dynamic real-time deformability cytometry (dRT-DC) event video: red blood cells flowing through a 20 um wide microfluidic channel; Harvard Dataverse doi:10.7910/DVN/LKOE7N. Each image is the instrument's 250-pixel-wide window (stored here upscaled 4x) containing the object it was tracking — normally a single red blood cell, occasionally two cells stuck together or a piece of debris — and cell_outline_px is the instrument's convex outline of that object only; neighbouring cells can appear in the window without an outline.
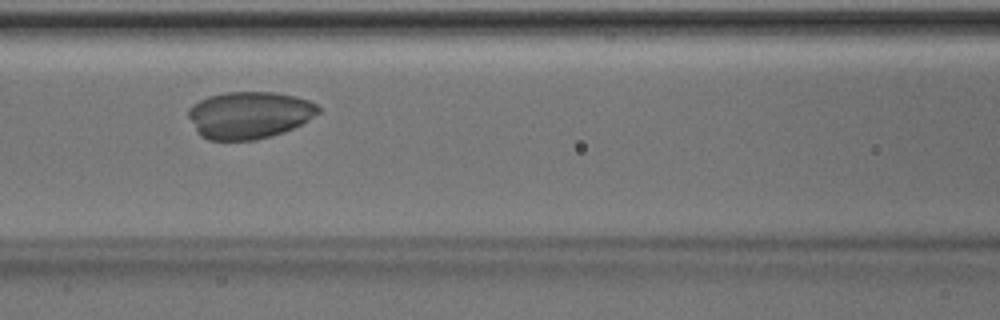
{"species": "Egyptian fruit bat (a non-hibernating species)", "species_latin": "Rousettus aegyptiacus", "temperature_condition": "room temperature", "stored_images_in_passage": 42, "camera_frame_rate_fps": 3000, "um_per_image_px": 0.085, "animal": {"sex": "male"}, "frame": {"image": 1, "passage_image": 15, "time_ms": 4.667, "image_size_px": [1000, 320], "cell_outline_px": [[320, 112], [308, 120], [292, 128], [272, 136], [256, 140], [208, 140], [200, 136], [196, 132], [188, 116], [188, 108], [192, 104], [208, 96], [224, 92], [272, 92], [296, 96], [308, 100], [316, 104], [320, 108]], "centroid_in_image_um": [21.15, 9.78], "position_along_channel_um": 145.5, "area_um2": 35.84}}
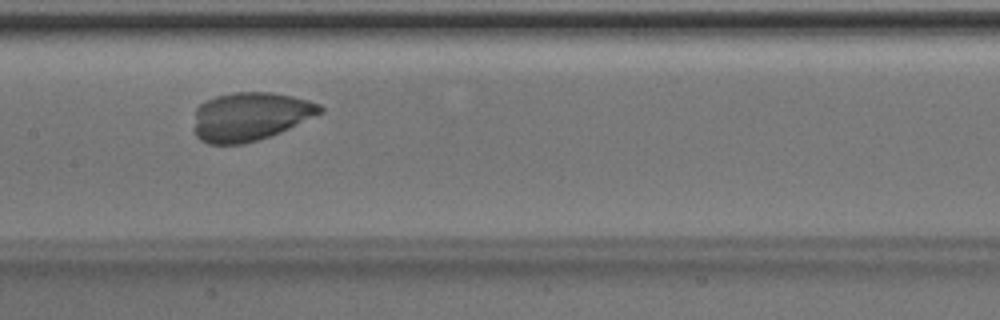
{"frame": {"image": 2, "passage_image": 18, "time_ms": 5.667, "image_size_px": [1000, 320], "cell_outline_px": [[324, 112], [280, 132], [244, 144], [208, 144], [200, 140], [196, 136], [192, 128], [196, 108], [204, 100], [216, 96], [232, 92], [272, 92], [292, 96], [308, 100], [320, 104], [324, 108]], "centroid_in_image_um": [21.23, 9.89], "position_along_channel_um": 186.2, "area_um2": 35.95}}